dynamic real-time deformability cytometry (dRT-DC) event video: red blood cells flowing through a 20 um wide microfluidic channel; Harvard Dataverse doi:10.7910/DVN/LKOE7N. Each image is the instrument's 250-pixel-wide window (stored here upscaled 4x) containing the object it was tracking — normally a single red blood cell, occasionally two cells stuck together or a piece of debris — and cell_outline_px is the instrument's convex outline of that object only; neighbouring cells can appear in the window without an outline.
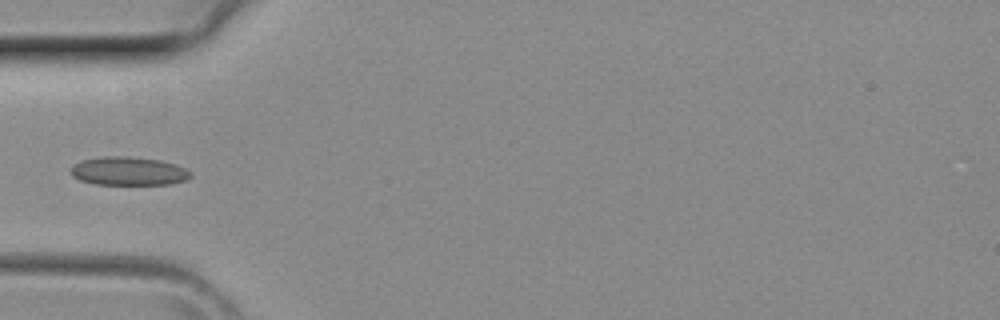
{"species": "common noctule bat (a hibernating species)", "species_latin": "Nyctalus noctula", "temperature_condition": "room temperature", "stored_images_in_passage": 1, "camera_frame_rate_fps": 3000, "um_per_image_px": 0.085, "animal": {"sex": "female", "body_mass_g": 29.2, "forearm_length_mm": 56.3}, "frame": {"image": 1, "passage_image": 1, "time_ms": 0.0, "image_size_px": [1000, 320], "cell_outline_px": [[192, 176], [188, 180], [168, 184], [96, 184], [80, 180], [72, 176], [72, 164], [80, 160], [100, 156], [128, 156], [160, 160], [176, 164], [192, 172]], "centroid_in_image_um": [10.93, 14.53], "position_along_channel_um": 74.1, "area_um2": 20.06}}